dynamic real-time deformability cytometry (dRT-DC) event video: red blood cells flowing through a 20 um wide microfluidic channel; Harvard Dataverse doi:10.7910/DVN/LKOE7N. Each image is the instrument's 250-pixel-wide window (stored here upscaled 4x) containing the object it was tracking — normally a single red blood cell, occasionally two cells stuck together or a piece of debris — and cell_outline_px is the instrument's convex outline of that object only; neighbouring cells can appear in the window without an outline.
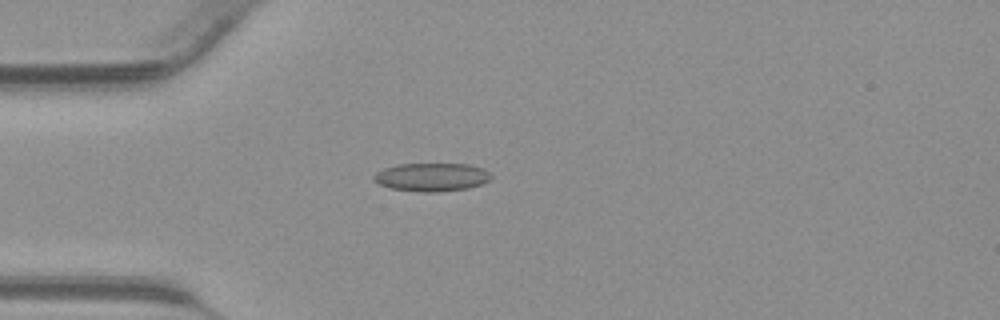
{"species": "common noctule bat (a hibernating species)", "species_latin": "Nyctalus noctula", "temperature_condition": "warm", "stored_images_in_passage": 32, "camera_frame_rate_fps": 3000, "um_per_image_px": 0.085, "animal": {"sex": "male", "body_mass_g": 23.1, "forearm_length_mm": 52.7}, "frame": {"image": 1, "passage_image": 1, "time_ms": 0.0, "image_size_px": [1000, 320], "cell_outline_px": [[492, 176], [488, 180], [480, 184], [468, 188], [440, 192], [424, 192], [392, 188], [380, 184], [372, 176], [376, 172], [384, 168], [396, 164], [468, 164], [480, 168], [488, 172]], "centroid_in_image_um": [36.68, 15.05], "position_along_channel_um": 48.3, "area_um2": 19.07}}
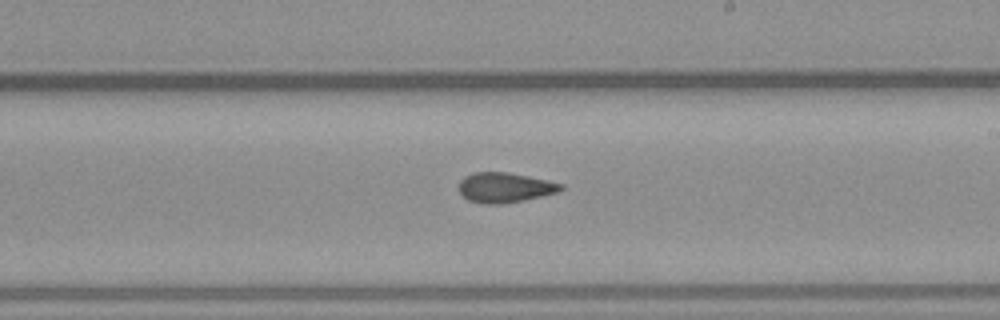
{"frame": {"image": 2, "passage_image": 14, "time_ms": 4.333, "image_size_px": [1000, 320], "cell_outline_px": [[564, 188], [556, 192], [524, 200], [504, 204], [484, 204], [468, 200], [460, 192], [460, 180], [464, 176], [472, 172], [508, 172], [548, 180], [564, 184]], "centroid_in_image_um": [42.9, 15.93], "position_along_channel_um": 246.1, "area_um2": 17.8}}
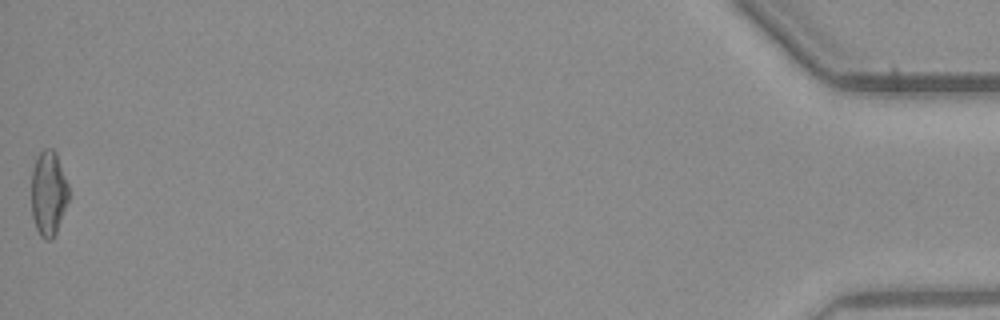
{"frame": {"image": 3, "passage_image": 32, "time_ms": 10.333, "image_size_px": [1000, 320], "cell_outline_px": [[68, 200], [56, 232], [52, 240], [44, 240], [40, 236], [36, 228], [32, 216], [32, 168], [36, 156], [44, 148], [52, 148], [56, 152], [68, 184]], "centroid_in_image_um": [4.11, 16.41], "position_along_channel_um": 431.1, "area_um2": 18.5}}